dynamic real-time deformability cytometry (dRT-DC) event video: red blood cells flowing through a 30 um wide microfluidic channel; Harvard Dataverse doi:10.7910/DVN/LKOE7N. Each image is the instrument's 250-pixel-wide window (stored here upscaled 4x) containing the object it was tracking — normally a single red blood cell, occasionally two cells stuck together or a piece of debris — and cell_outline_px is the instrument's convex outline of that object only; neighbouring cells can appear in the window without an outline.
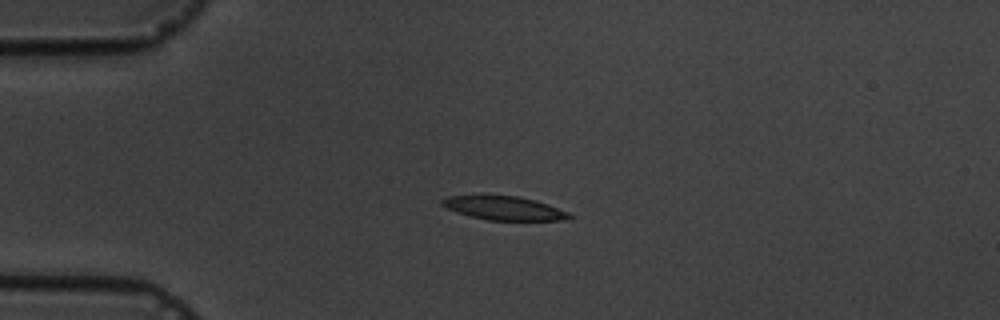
{"species": "common noctule bat (a hibernating species)", "species_latin": "Nyctalus noctula", "temperature_condition": "cold", "stored_images_in_passage": 6, "camera_frame_rate_fps": 3000, "um_per_image_px": 0.085, "animal": {"sex": "male", "body_mass_g": 19.5, "forearm_length_mm": 54.6}, "frame": {"image": 1, "passage_image": 4, "time_ms": 3.333, "image_size_px": [1000, 320], "cell_outline_px": [[576, 216], [572, 220], [488, 220], [468, 216], [456, 212], [440, 204], [440, 200], [448, 196], [520, 196], [536, 200], [548, 204], [568, 212]], "centroid_in_image_um": [42.91, 17.7], "position_along_channel_um": 42.1, "area_um2": 17.69}}
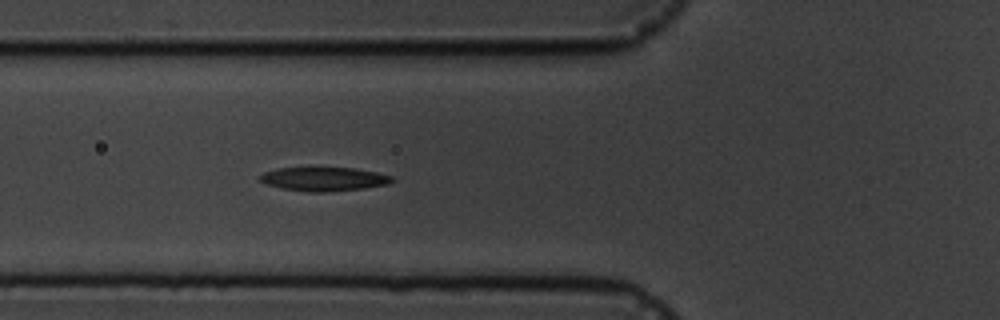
{"frame": {"image": 2, "passage_image": 6, "time_ms": 5.667, "image_size_px": [1000, 320], "cell_outline_px": [[396, 180], [388, 184], [364, 188], [324, 192], [308, 192], [280, 188], [268, 184], [260, 180], [260, 176], [264, 172], [276, 168], [356, 168], [376, 172], [392, 176]], "centroid_in_image_um": [27.56, 15.22], "position_along_channel_um": 98.2, "area_um2": 18.26}}